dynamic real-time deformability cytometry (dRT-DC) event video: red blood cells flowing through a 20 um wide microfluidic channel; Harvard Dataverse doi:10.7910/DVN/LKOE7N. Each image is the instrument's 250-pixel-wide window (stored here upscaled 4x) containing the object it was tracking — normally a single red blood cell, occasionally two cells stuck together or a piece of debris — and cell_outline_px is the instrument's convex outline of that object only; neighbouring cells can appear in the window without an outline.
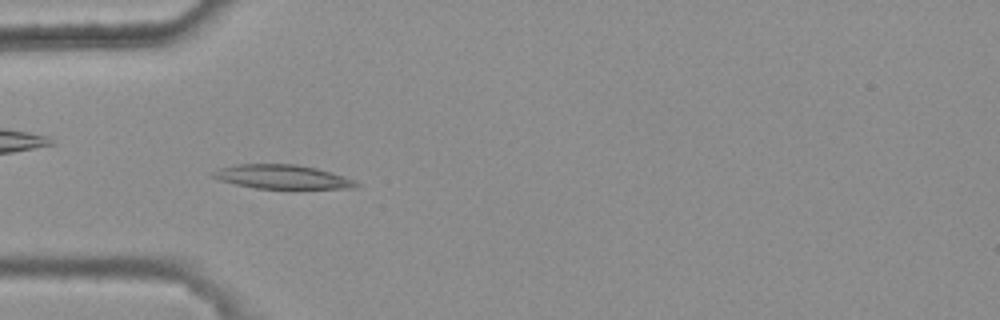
{"species": "common noctule bat (a hibernating species)", "species_latin": "Nyctalus noctula", "temperature_condition": "warm", "stored_images_in_passage": 8, "camera_frame_rate_fps": 3000, "um_per_image_px": 0.085, "animal": {"sex": "female", "body_mass_g": 25.1}, "frame": {"image": 1, "passage_image": 4, "time_ms": 1.0, "image_size_px": [1000, 320], "cell_outline_px": [[360, 184], [356, 188], [256, 188], [236, 184], [220, 180], [212, 176], [208, 172], [220, 168], [236, 164], [296, 164], [316, 168], [344, 176], [356, 180]], "centroid_in_image_um": [23.98, 15.02], "position_along_channel_um": 61.0, "area_um2": 19.94}}
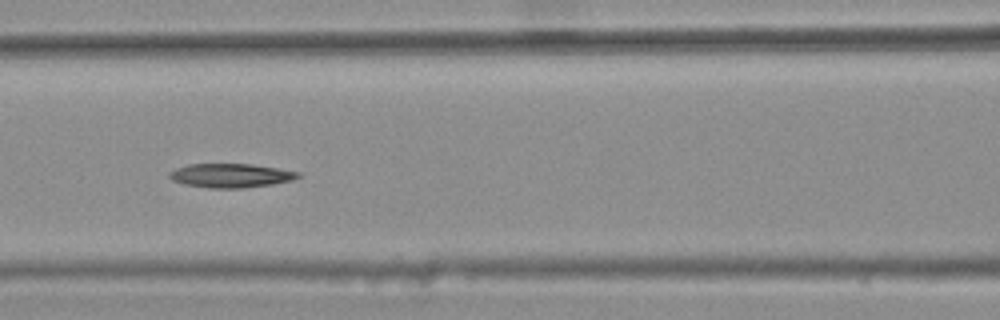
{"frame": {"image": 2, "passage_image": 6, "time_ms": 1.667, "image_size_px": [1000, 320], "cell_outline_px": [[300, 176], [292, 180], [272, 184], [244, 188], [208, 188], [184, 184], [172, 180], [168, 176], [168, 172], [176, 168], [188, 164], [252, 164], [300, 172]], "centroid_in_image_um": [19.58, 14.92], "position_along_channel_um": 147.0, "area_um2": 17.98}}
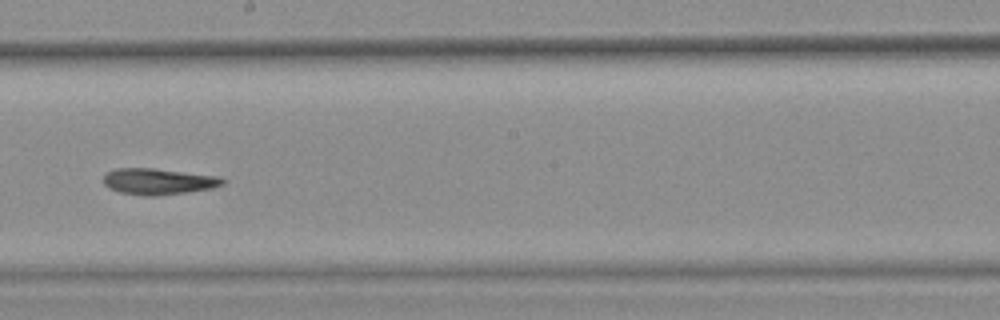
{"frame": {"image": 3, "passage_image": 8, "time_ms": 2.333, "image_size_px": [1000, 320], "cell_outline_px": [[224, 184], [212, 188], [188, 192], [156, 196], [144, 196], [120, 192], [108, 188], [104, 184], [104, 176], [108, 172], [116, 168], [152, 168], [220, 176], [224, 180]], "centroid_in_image_um": [13.46, 15.43], "position_along_channel_um": 234.7, "area_um2": 18.21}}